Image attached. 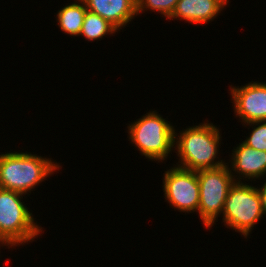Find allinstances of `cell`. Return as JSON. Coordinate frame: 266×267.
I'll list each match as a JSON object with an SVG mask.
<instances>
[{
  "mask_svg": "<svg viewBox=\"0 0 266 267\" xmlns=\"http://www.w3.org/2000/svg\"><path fill=\"white\" fill-rule=\"evenodd\" d=\"M220 131L206 121L185 130L183 128L180 134L175 132L174 150L179 157L178 167L199 171L227 164L224 160L216 161L222 140Z\"/></svg>",
  "mask_w": 266,
  "mask_h": 267,
  "instance_id": "6da1fadb",
  "label": "cell"
},
{
  "mask_svg": "<svg viewBox=\"0 0 266 267\" xmlns=\"http://www.w3.org/2000/svg\"><path fill=\"white\" fill-rule=\"evenodd\" d=\"M118 30L107 20L89 10L86 11L82 30L79 36L88 41L101 40L106 35H113Z\"/></svg>",
  "mask_w": 266,
  "mask_h": 267,
  "instance_id": "4fadbf2b",
  "label": "cell"
},
{
  "mask_svg": "<svg viewBox=\"0 0 266 267\" xmlns=\"http://www.w3.org/2000/svg\"><path fill=\"white\" fill-rule=\"evenodd\" d=\"M76 1V0H75ZM87 11V7L82 0L74 3H68L58 10L57 21L59 28L71 36H79L82 30V24Z\"/></svg>",
  "mask_w": 266,
  "mask_h": 267,
  "instance_id": "7c38bea8",
  "label": "cell"
},
{
  "mask_svg": "<svg viewBox=\"0 0 266 267\" xmlns=\"http://www.w3.org/2000/svg\"><path fill=\"white\" fill-rule=\"evenodd\" d=\"M2 245L3 246H8V249L9 248H12V247H9L10 245L5 240H3V239L0 238V246H2Z\"/></svg>",
  "mask_w": 266,
  "mask_h": 267,
  "instance_id": "e0dca14e",
  "label": "cell"
},
{
  "mask_svg": "<svg viewBox=\"0 0 266 267\" xmlns=\"http://www.w3.org/2000/svg\"><path fill=\"white\" fill-rule=\"evenodd\" d=\"M61 165L52 158L28 152L0 154V188L24 195L31 193L46 178L59 171ZM33 189V190H32Z\"/></svg>",
  "mask_w": 266,
  "mask_h": 267,
  "instance_id": "7a4b0ae2",
  "label": "cell"
},
{
  "mask_svg": "<svg viewBox=\"0 0 266 267\" xmlns=\"http://www.w3.org/2000/svg\"><path fill=\"white\" fill-rule=\"evenodd\" d=\"M244 125L249 127L254 126L249 137H246L245 141H242L247 146L256 150L266 151V121H254Z\"/></svg>",
  "mask_w": 266,
  "mask_h": 267,
  "instance_id": "9a60e30c",
  "label": "cell"
},
{
  "mask_svg": "<svg viewBox=\"0 0 266 267\" xmlns=\"http://www.w3.org/2000/svg\"><path fill=\"white\" fill-rule=\"evenodd\" d=\"M87 10L98 14L118 31L137 16V0H82Z\"/></svg>",
  "mask_w": 266,
  "mask_h": 267,
  "instance_id": "8fae6325",
  "label": "cell"
},
{
  "mask_svg": "<svg viewBox=\"0 0 266 267\" xmlns=\"http://www.w3.org/2000/svg\"><path fill=\"white\" fill-rule=\"evenodd\" d=\"M178 0H137V15L149 10L155 11L168 19L177 4Z\"/></svg>",
  "mask_w": 266,
  "mask_h": 267,
  "instance_id": "5bb4252c",
  "label": "cell"
},
{
  "mask_svg": "<svg viewBox=\"0 0 266 267\" xmlns=\"http://www.w3.org/2000/svg\"><path fill=\"white\" fill-rule=\"evenodd\" d=\"M230 87L234 113L243 124L266 121V83L251 81L244 86Z\"/></svg>",
  "mask_w": 266,
  "mask_h": 267,
  "instance_id": "ba28073f",
  "label": "cell"
},
{
  "mask_svg": "<svg viewBox=\"0 0 266 267\" xmlns=\"http://www.w3.org/2000/svg\"><path fill=\"white\" fill-rule=\"evenodd\" d=\"M229 0H178L172 15L173 20H185L193 24H204L214 19L224 10Z\"/></svg>",
  "mask_w": 266,
  "mask_h": 267,
  "instance_id": "30bf717a",
  "label": "cell"
},
{
  "mask_svg": "<svg viewBox=\"0 0 266 267\" xmlns=\"http://www.w3.org/2000/svg\"><path fill=\"white\" fill-rule=\"evenodd\" d=\"M229 165L227 162V165L197 171L200 193L197 213L208 230L222 214L228 192L235 183Z\"/></svg>",
  "mask_w": 266,
  "mask_h": 267,
  "instance_id": "8992f818",
  "label": "cell"
},
{
  "mask_svg": "<svg viewBox=\"0 0 266 267\" xmlns=\"http://www.w3.org/2000/svg\"><path fill=\"white\" fill-rule=\"evenodd\" d=\"M23 197L22 193L0 188V238L10 247L28 244L43 231Z\"/></svg>",
  "mask_w": 266,
  "mask_h": 267,
  "instance_id": "277c9868",
  "label": "cell"
},
{
  "mask_svg": "<svg viewBox=\"0 0 266 267\" xmlns=\"http://www.w3.org/2000/svg\"><path fill=\"white\" fill-rule=\"evenodd\" d=\"M231 154L229 169L235 182H241L245 178V181H256L266 176V151L256 150L242 142L233 148Z\"/></svg>",
  "mask_w": 266,
  "mask_h": 267,
  "instance_id": "9c48e42d",
  "label": "cell"
},
{
  "mask_svg": "<svg viewBox=\"0 0 266 267\" xmlns=\"http://www.w3.org/2000/svg\"><path fill=\"white\" fill-rule=\"evenodd\" d=\"M258 192L261 197V203H262V210L264 213V216L266 215V181L265 183L260 187H258Z\"/></svg>",
  "mask_w": 266,
  "mask_h": 267,
  "instance_id": "2e32d148",
  "label": "cell"
},
{
  "mask_svg": "<svg viewBox=\"0 0 266 267\" xmlns=\"http://www.w3.org/2000/svg\"><path fill=\"white\" fill-rule=\"evenodd\" d=\"M128 125L129 141L151 161H164L174 150L175 128L162 115L150 111Z\"/></svg>",
  "mask_w": 266,
  "mask_h": 267,
  "instance_id": "3957f363",
  "label": "cell"
},
{
  "mask_svg": "<svg viewBox=\"0 0 266 267\" xmlns=\"http://www.w3.org/2000/svg\"><path fill=\"white\" fill-rule=\"evenodd\" d=\"M248 184L241 181L231 186L221 214L225 227L239 232L246 239L264 215L258 186Z\"/></svg>",
  "mask_w": 266,
  "mask_h": 267,
  "instance_id": "5b68a950",
  "label": "cell"
},
{
  "mask_svg": "<svg viewBox=\"0 0 266 267\" xmlns=\"http://www.w3.org/2000/svg\"><path fill=\"white\" fill-rule=\"evenodd\" d=\"M163 175L164 198L170 206L179 212H197L200 200L197 171L175 165Z\"/></svg>",
  "mask_w": 266,
  "mask_h": 267,
  "instance_id": "52a82bcc",
  "label": "cell"
}]
</instances>
